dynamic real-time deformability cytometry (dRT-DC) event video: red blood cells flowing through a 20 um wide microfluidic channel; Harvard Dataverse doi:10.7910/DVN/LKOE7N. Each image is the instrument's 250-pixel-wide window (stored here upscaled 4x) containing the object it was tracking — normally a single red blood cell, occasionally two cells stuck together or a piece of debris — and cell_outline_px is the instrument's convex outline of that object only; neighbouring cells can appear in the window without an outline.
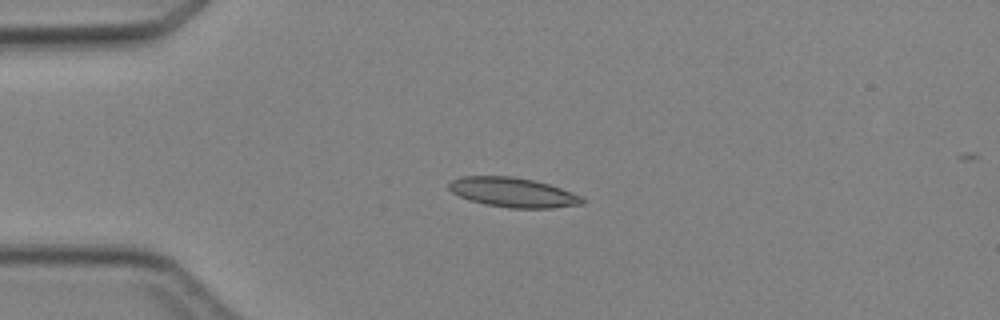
{"species": "Egyptian fruit bat (a non-hibernating species)", "species_latin": "Rousettus aegyptiacus", "temperature_condition": "cold", "stored_images_in_passage": 5, "camera_frame_rate_fps": 3000, "um_per_image_px": 0.085, "animal": {"sex": "female"}, "frame": {"image": 1, "passage_image": 3, "time_ms": 2.333, "image_size_px": [1000, 320], "cell_outline_px": [[584, 204], [552, 208], [508, 208], [484, 204], [468, 200], [452, 192], [448, 188], [448, 184], [452, 180], [464, 176], [512, 176], [532, 180], [548, 184], [560, 188], [580, 196], [584, 200]], "centroid_in_image_um": [43.58, 16.36], "position_along_channel_um": 41.4, "area_um2": 22.89}}
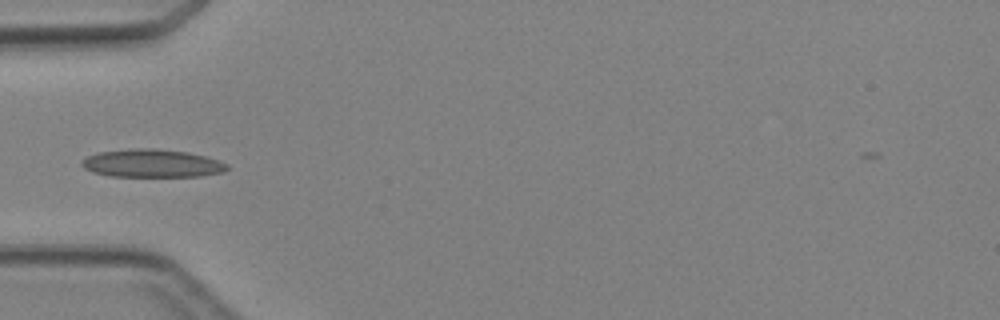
{"frame": {"image": 2, "passage_image": 4, "time_ms": 3.667, "image_size_px": [1000, 320], "cell_outline_px": [[228, 168], [224, 172], [200, 176], [108, 176], [92, 172], [84, 168], [80, 164], [84, 156], [96, 152], [132, 148], [148, 148], [188, 152], [204, 156], [228, 164]], "centroid_in_image_um": [12.85, 13.88], "position_along_channel_um": 72.2, "area_um2": 23.81}}
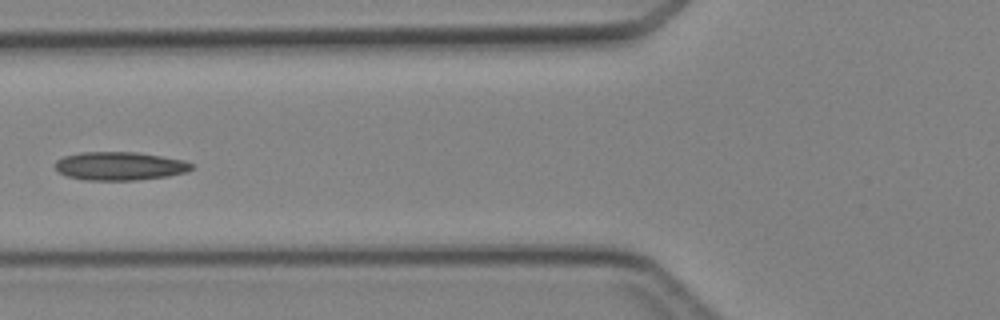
{"frame": {"image": 3, "passage_image": 5, "time_ms": 4.667, "image_size_px": [1000, 320], "cell_outline_px": [[196, 168], [188, 172], [168, 176], [132, 180], [84, 180], [68, 176], [60, 172], [56, 168], [56, 160], [64, 156], [80, 152], [136, 152], [184, 160], [196, 164]], "centroid_in_image_um": [10.24, 14.11], "position_along_channel_um": 115.6, "area_um2": 22.66}}